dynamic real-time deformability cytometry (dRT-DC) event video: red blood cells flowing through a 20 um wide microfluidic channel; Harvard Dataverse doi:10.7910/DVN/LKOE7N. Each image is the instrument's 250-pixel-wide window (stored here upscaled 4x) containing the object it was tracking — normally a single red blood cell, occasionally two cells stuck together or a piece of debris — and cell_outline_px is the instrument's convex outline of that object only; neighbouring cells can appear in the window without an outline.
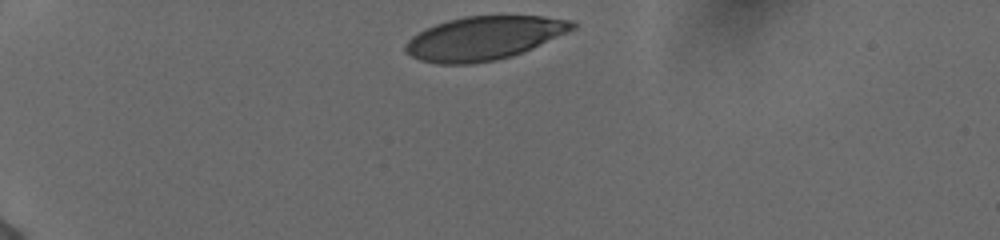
{"species": "human", "species_latin": "Homo sapiens", "temperature_condition": "cold", "stored_images_in_passage": 34, "camera_frame_rate_fps": 3000, "um_per_image_px": 0.085, "donor": {"sex": "female"}, "frame": {"image": 1, "passage_image": 1, "time_ms": 0.0, "image_size_px": [1000, 240], "cell_outline_px": [[576, 28], [532, 48], [512, 56], [496, 60], [472, 64], [440, 64], [420, 60], [404, 52], [404, 48], [408, 40], [412, 36], [424, 28], [448, 20], [464, 16], [544, 16], [572, 20], [576, 24]], "centroid_in_image_um": [41.12, 3.24], "position_along_channel_um": 43.9, "area_um2": 42.37}}
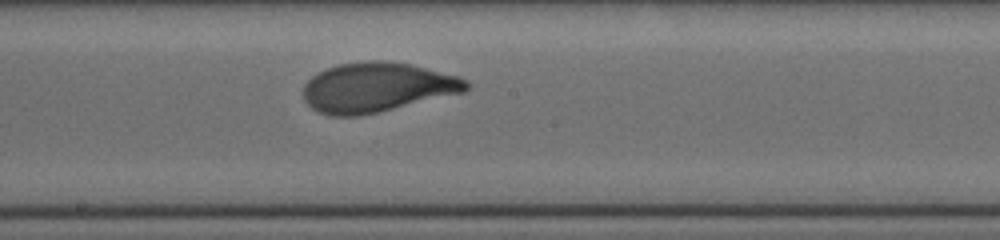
{"frame": {"image": 2, "passage_image": 19, "time_ms": 6.0, "image_size_px": [1000, 240], "cell_outline_px": [[468, 88], [464, 92], [360, 116], [328, 116], [312, 108], [304, 100], [304, 84], [316, 72], [340, 64], [368, 60], [384, 60], [412, 64], [460, 76], [468, 80]], "centroid_in_image_um": [32.04, 7.41], "position_along_channel_um": 216.2, "area_um2": 47.16}}
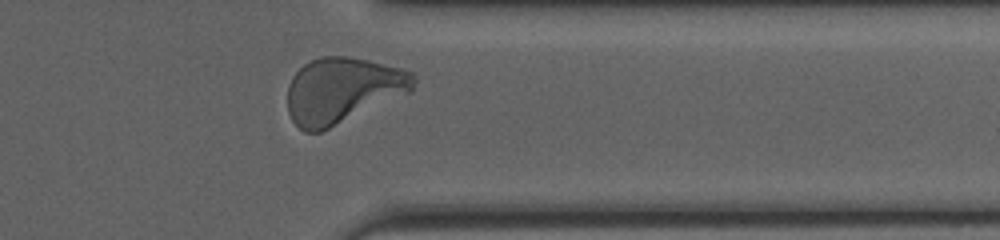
{"frame": {"image": 3, "passage_image": 32, "time_ms": 10.333, "image_size_px": [1000, 240], "cell_outline_px": [[416, 80], [412, 92], [320, 132], [304, 132], [292, 120], [288, 112], [288, 84], [292, 76], [304, 64], [320, 56], [348, 56], [368, 60], [400, 68], [412, 72], [416, 76]], "centroid_in_image_um": [29.13, 7.67], "position_along_channel_um": 382.3, "area_um2": 48.44}, "authors_computed_cell_mechanics": {"area_um2": 45.951, "velocity_mm_per_s": 3.8565, "shape_relaxation_time_tau1_ms": 3.2582, "shape_relaxation_time_tau2_ms": null, "deformation_change_tau1": 0.1904, "deformation_change_tau2": null}}